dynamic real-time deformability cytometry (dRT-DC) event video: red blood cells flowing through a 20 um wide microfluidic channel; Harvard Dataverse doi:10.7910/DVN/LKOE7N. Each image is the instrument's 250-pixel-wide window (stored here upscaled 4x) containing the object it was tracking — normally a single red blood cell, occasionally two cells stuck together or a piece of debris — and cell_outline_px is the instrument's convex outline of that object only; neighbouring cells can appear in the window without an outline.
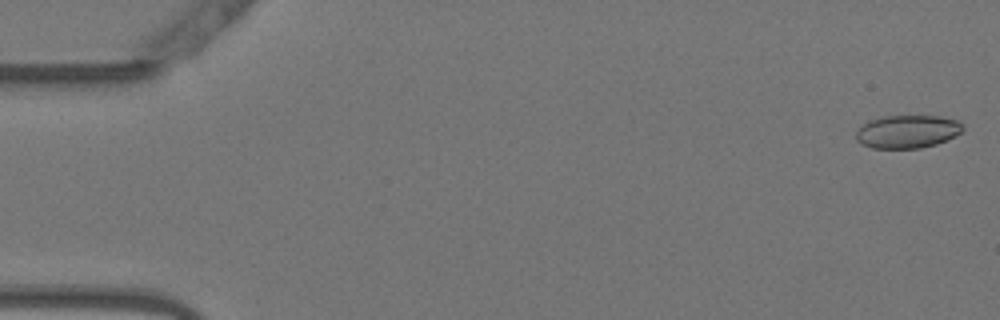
{"species": "Egyptian fruit bat (a non-hibernating species)", "species_latin": "Rousettus aegyptiacus", "temperature_condition": "warm", "stored_images_in_passage": 53, "camera_frame_rate_fps": 3000, "um_per_image_px": 0.085, "animal": {"sex": "female"}, "frame": {"image": 1, "passage_image": 1, "time_ms": 0.0, "image_size_px": [1000, 320], "cell_outline_px": [[964, 128], [960, 132], [936, 144], [920, 148], [872, 148], [860, 144], [856, 140], [856, 132], [868, 120], [884, 116], [940, 116], [960, 120], [964, 124]], "centroid_in_image_um": [77.12, 11.17], "position_along_channel_um": 7.9, "area_um2": 20.58}}
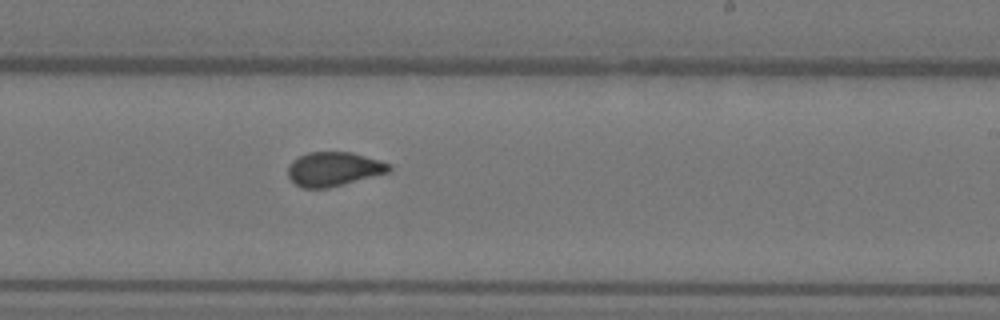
{"frame": {"image": 2, "passage_image": 32, "time_ms": 10.333, "image_size_px": [1000, 320], "cell_outline_px": [[392, 168], [388, 172], [328, 188], [304, 188], [296, 184], [288, 176], [288, 164], [292, 160], [308, 152], [352, 152], [380, 160], [392, 164]], "centroid_in_image_um": [28.36, 14.36], "position_along_channel_um": 260.6, "area_um2": 20.06}}
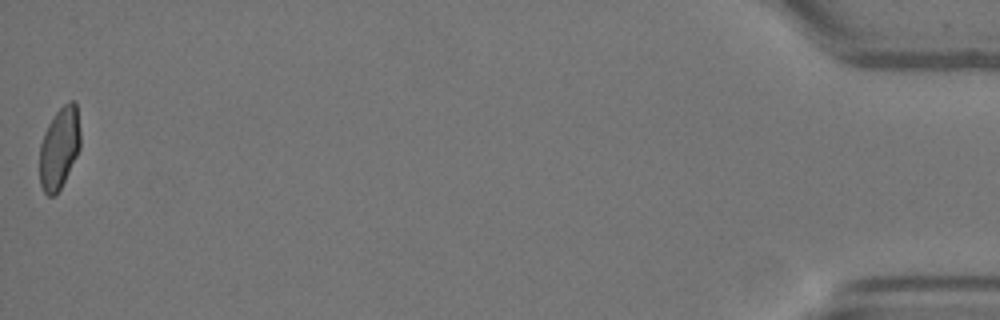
{"frame": {"image": 3, "passage_image": 53, "time_ms": 17.333, "image_size_px": [1000, 320], "cell_outline_px": [[80, 148], [56, 196], [48, 196], [44, 192], [40, 184], [40, 144], [44, 132], [48, 124], [56, 112], [68, 100], [76, 100], [80, 132]], "centroid_in_image_um": [5.04, 12.55], "position_along_channel_um": 430.2, "area_um2": 19.36}, "authors_computed_cell_mechanics": {"area_um2": 20.5768, "velocity_mm_per_s": 3.8024, "shape_relaxation_time_tau1_ms": null, "shape_relaxation_time_tau2_ms": 0.7913, "deformation_change_tau1": null, "deformation_change_tau2": 0.0572}}